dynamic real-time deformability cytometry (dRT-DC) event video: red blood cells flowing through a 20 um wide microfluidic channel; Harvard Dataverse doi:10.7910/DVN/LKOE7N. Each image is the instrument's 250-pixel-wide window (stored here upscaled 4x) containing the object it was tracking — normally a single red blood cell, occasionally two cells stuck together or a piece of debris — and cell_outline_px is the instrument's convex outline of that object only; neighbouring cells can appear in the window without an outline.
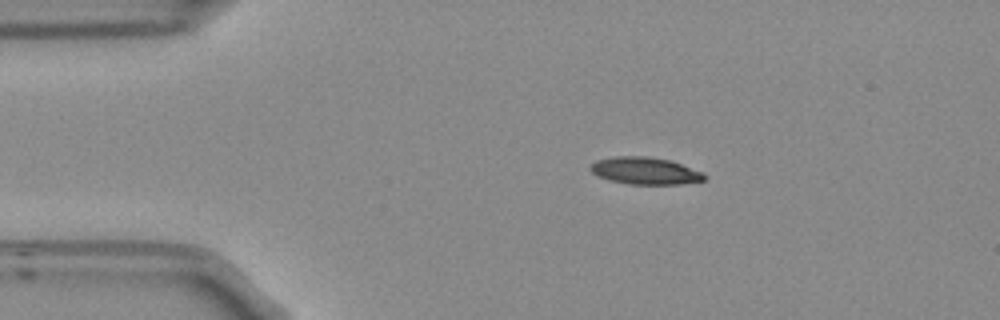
{"species": "Egyptian fruit bat (a non-hibernating species)", "species_latin": "Rousettus aegyptiacus", "temperature_condition": "room temperature", "stored_images_in_passage": 45, "camera_frame_rate_fps": 3000, "um_per_image_px": 0.085, "frame": {"image": 1, "passage_image": 1, "time_ms": 0.0, "image_size_px": [1000, 320], "cell_outline_px": [[704, 180], [680, 184], [632, 184], [612, 180], [600, 176], [592, 172], [588, 168], [596, 160], [612, 156], [648, 156], [672, 160], [704, 172]], "centroid_in_image_um": [54.85, 14.5], "position_along_channel_um": 30.1, "area_um2": 17.98}}
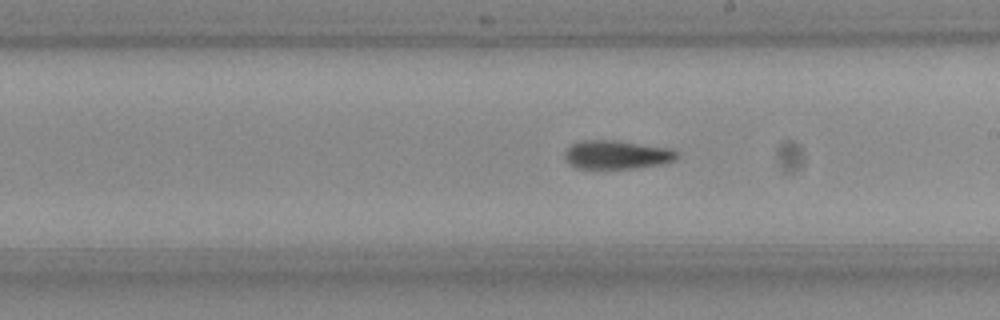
{"frame": {"image": 2, "passage_image": 21, "time_ms": 6.667, "image_size_px": [1000, 320], "cell_outline_px": [[680, 156], [664, 164], [632, 168], [580, 168], [572, 164], [564, 156], [564, 152], [572, 144], [580, 140], [616, 140], [672, 148]], "centroid_in_image_um": [52.46, 13.13], "position_along_channel_um": 236.5, "area_um2": 18.61}}
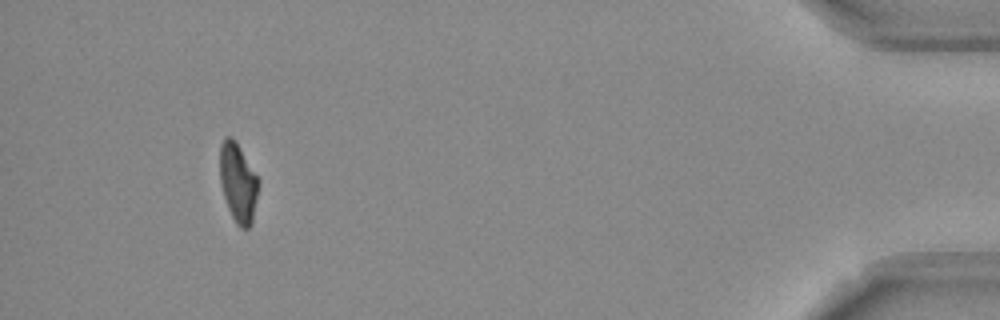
{"frame": {"image": 3, "passage_image": 41, "time_ms": 13.333, "image_size_px": [1000, 320], "cell_outline_px": [[260, 184], [252, 224], [248, 228], [240, 228], [236, 224], [228, 208], [224, 196], [220, 180], [220, 144], [224, 136], [232, 136], [236, 140], [260, 180]], "centroid_in_image_um": [20.25, 15.51], "position_along_channel_um": 414.9, "area_um2": 18.15}}